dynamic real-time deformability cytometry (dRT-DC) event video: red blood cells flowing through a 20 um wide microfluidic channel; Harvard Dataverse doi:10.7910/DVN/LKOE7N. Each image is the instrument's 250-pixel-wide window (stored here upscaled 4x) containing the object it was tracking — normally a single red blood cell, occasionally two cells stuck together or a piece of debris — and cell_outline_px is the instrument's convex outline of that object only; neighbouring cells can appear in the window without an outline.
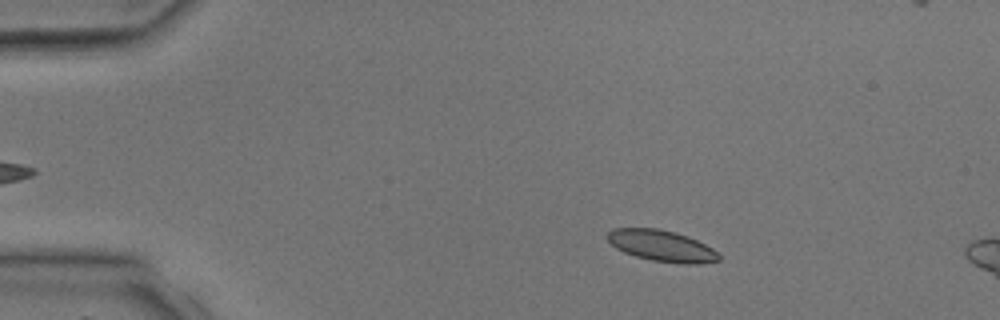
{"species": "common noctule bat (a hibernating species)", "species_latin": "Nyctalus noctula", "temperature_condition": "room temperature", "stored_images_in_passage": 2, "camera_frame_rate_fps": 3000, "um_per_image_px": 0.085, "animal": {"sex": "male", "body_mass_g": 17.9, "forearm_length_mm": 54.2}, "frame": {"image": 1, "passage_image": 1, "time_ms": 0.0, "image_size_px": [1000, 320], "cell_outline_px": [[720, 260], [700, 264], [684, 264], [652, 260], [636, 256], [624, 252], [616, 248], [608, 240], [608, 232], [612, 228], [660, 228], [688, 236], [712, 248], [720, 256]], "centroid_in_image_um": [56.25, 20.89], "position_along_channel_um": 28.8, "area_um2": 20.17}}